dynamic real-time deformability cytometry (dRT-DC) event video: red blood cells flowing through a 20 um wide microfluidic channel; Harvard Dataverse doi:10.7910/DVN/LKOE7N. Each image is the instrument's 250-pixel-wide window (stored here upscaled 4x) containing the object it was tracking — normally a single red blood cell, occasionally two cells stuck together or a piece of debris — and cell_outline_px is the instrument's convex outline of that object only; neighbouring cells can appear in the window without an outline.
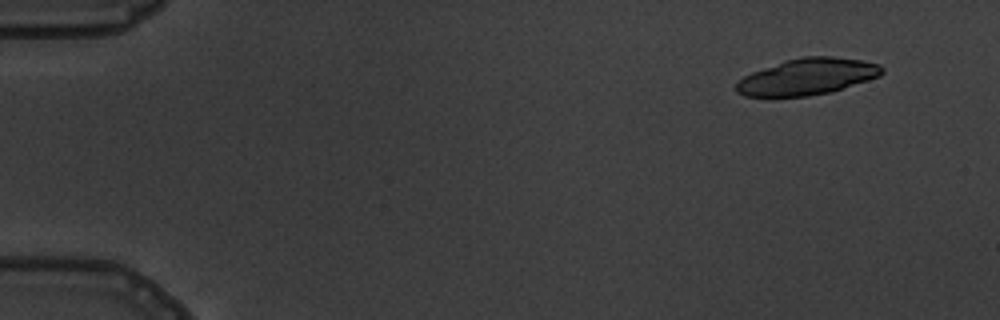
{"species": "common noctule bat (a hibernating species)", "species_latin": "Nyctalus noctula", "temperature_condition": "warm", "stored_images_in_passage": 5, "camera_frame_rate_fps": 3000, "um_per_image_px": 0.085, "animal": {"sex": "male", "body_mass_g": 19.5, "forearm_length_mm": 54.6}, "frame": {"image": 1, "passage_image": 2, "time_ms": 1.0, "image_size_px": [1000, 320], "cell_outline_px": [[884, 72], [880, 76], [832, 92], [808, 96], [744, 96], [736, 92], [736, 84], [744, 76], [752, 72], [784, 60], [804, 56], [832, 56], [860, 60], [880, 64], [884, 68]], "centroid_in_image_um": [68.65, 6.51], "position_along_channel_um": 16.4, "area_um2": 30.92}}